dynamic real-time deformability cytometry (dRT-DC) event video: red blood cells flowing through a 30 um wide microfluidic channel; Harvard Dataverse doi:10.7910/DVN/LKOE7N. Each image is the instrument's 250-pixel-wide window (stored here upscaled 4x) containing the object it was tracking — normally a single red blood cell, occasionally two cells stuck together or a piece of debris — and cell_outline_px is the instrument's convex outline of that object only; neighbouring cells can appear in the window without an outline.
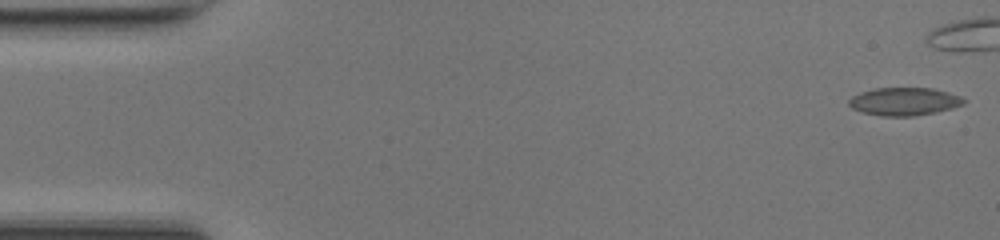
{"species": "common noctule bat (a hibernating species)", "species_latin": "Nyctalus noctula", "temperature_condition": "room temperature", "stored_images_in_passage": 38, "camera_frame_rate_fps": 3000, "um_per_image_px": 0.085, "animal": {"sex": "female", "body_mass_g": 17.0, "forearm_length_mm": 48.0}, "frame": {"image": 1, "passage_image": 1, "time_ms": 0.0, "image_size_px": [1000, 240], "cell_outline_px": [[968, 100], [964, 104], [952, 108], [936, 112], [912, 116], [880, 116], [864, 112], [852, 108], [848, 104], [848, 100], [852, 96], [860, 92], [872, 88], [932, 88], [948, 92], [960, 96]], "centroid_in_image_um": [76.86, 8.62], "position_along_channel_um": 8.1, "area_um2": 18.79}}
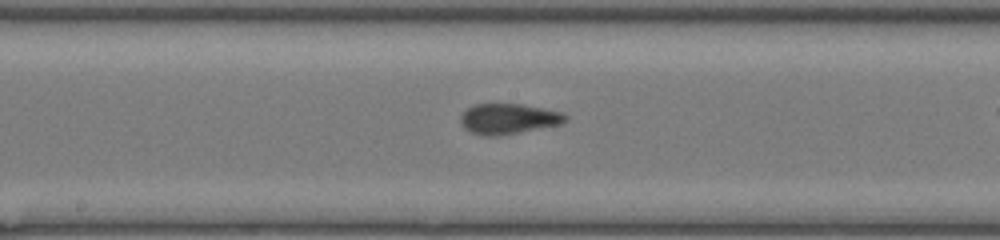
{"frame": {"image": 2, "passage_image": 25, "time_ms": 8.0, "image_size_px": [1000, 240], "cell_outline_px": [[568, 120], [560, 124], [496, 136], [488, 136], [472, 132], [464, 128], [460, 120], [460, 116], [468, 108], [476, 104], [520, 104], [564, 112], [568, 116]], "centroid_in_image_um": [43.24, 10.09], "position_along_channel_um": 205.0, "area_um2": 18.32}}
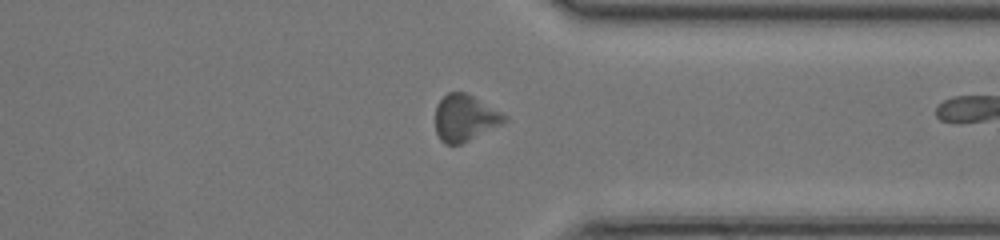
{"frame": {"image": 3, "passage_image": 37, "time_ms": 12.0, "image_size_px": [1000, 240], "cell_outline_px": [[508, 120], [460, 144], [444, 144], [440, 140], [436, 132], [436, 104], [448, 92], [464, 92], [472, 96], [508, 116]], "centroid_in_image_um": [39.48, 10.02], "position_along_channel_um": 371.9, "area_um2": 18.32}}